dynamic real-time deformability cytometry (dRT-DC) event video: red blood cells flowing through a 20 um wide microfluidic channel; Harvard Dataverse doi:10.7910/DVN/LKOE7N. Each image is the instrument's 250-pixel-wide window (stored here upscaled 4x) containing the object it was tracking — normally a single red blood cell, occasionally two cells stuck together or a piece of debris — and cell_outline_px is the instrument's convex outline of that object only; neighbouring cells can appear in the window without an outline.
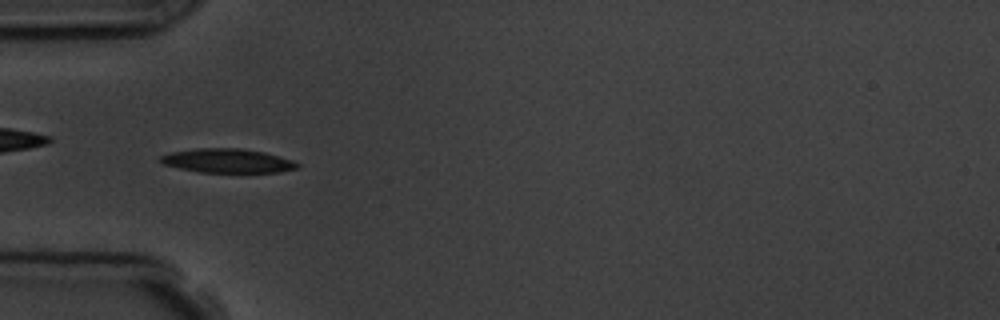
{"species": "common noctule bat (a hibernating species)", "species_latin": "Nyctalus noctula", "temperature_condition": "room temperature", "stored_images_in_passage": 7, "camera_frame_rate_fps": 3000, "um_per_image_px": 0.085, "animal": {"sex": "male", "body_mass_g": 19.5, "forearm_length_mm": 54.6}, "frame": {"image": 1, "passage_image": 6, "time_ms": 5.667, "image_size_px": [1000, 320], "cell_outline_px": [[300, 168], [280, 172], [200, 172], [180, 168], [164, 164], [160, 160], [160, 156], [172, 152], [196, 148], [240, 148], [264, 152], [292, 160], [300, 164]], "centroid_in_image_um": [19.38, 13.66], "position_along_channel_um": 65.6, "area_um2": 19.07}}